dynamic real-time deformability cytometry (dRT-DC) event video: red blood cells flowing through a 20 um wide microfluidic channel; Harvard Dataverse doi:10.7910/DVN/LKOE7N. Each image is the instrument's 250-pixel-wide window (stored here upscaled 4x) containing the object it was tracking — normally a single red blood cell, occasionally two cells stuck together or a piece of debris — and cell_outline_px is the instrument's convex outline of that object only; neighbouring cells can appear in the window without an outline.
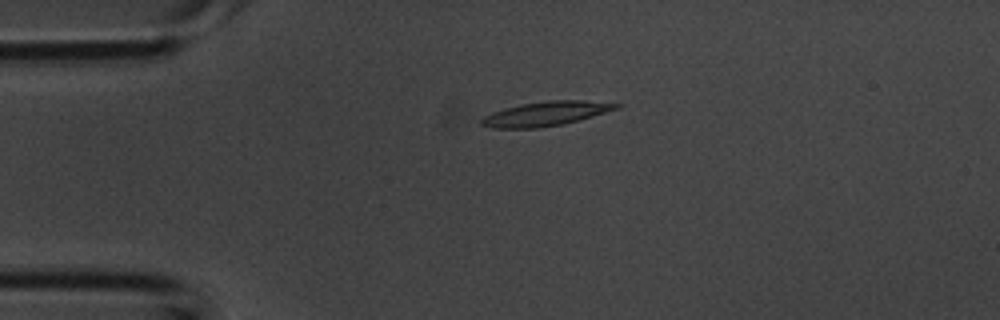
{"species": "common noctule bat (a hibernating species)", "species_latin": "Nyctalus noctula", "temperature_condition": "room temperature", "stored_images_in_passage": 2, "camera_frame_rate_fps": 3000, "um_per_image_px": 0.085, "animal": {"sex": "male", "body_mass_g": 20.1, "forearm_length_mm": 53.5}, "frame": {"image": 1, "passage_image": 1, "time_ms": 0.0, "image_size_px": [1000, 320], "cell_outline_px": [[624, 104], [620, 108], [564, 124], [536, 128], [492, 128], [480, 124], [480, 120], [484, 116], [492, 112], [504, 108], [520, 104], [548, 100], [580, 100]], "centroid_in_image_um": [46.38, 9.66], "position_along_channel_um": 38.6, "area_um2": 19.13}}
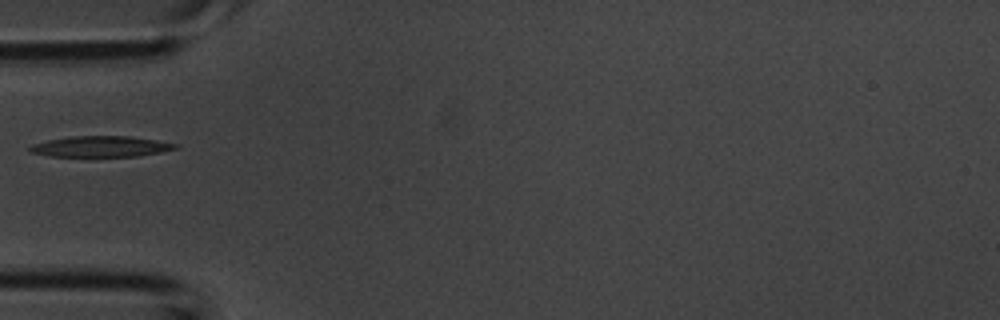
{"frame": {"image": 2, "passage_image": 2, "time_ms": 0.333, "image_size_px": [1000, 320], "cell_outline_px": [[180, 148], [140, 156], [48, 156], [28, 152], [28, 148], [32, 144], [48, 140], [72, 136], [128, 136], [156, 140], [180, 144]], "centroid_in_image_um": [8.58, 12.45], "position_along_channel_um": 76.4, "area_um2": 17.74}}